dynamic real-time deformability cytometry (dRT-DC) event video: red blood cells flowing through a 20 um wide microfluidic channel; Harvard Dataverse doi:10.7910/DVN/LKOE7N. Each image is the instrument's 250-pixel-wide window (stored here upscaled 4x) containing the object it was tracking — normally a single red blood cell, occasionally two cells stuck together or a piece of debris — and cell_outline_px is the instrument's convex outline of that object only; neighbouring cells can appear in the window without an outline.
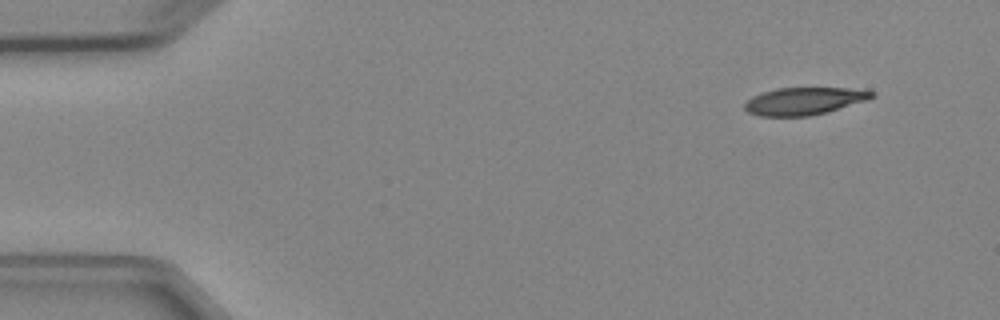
{"species": "Egyptian fruit bat (a non-hibernating species)", "species_latin": "Rousettus aegyptiacus", "temperature_condition": "cold", "stored_images_in_passage": 3, "camera_frame_rate_fps": 3000, "um_per_image_px": 0.085, "animal": {"sex": "female"}, "frame": {"image": 1, "passage_image": 1, "time_ms": 0.0, "image_size_px": [1000, 320], "cell_outline_px": [[876, 96], [868, 100], [828, 112], [808, 116], [760, 116], [748, 112], [744, 108], [744, 104], [752, 96], [776, 88], [844, 88], [876, 92]], "centroid_in_image_um": [68.37, 8.59], "position_along_channel_um": 16.6, "area_um2": 20.29}}